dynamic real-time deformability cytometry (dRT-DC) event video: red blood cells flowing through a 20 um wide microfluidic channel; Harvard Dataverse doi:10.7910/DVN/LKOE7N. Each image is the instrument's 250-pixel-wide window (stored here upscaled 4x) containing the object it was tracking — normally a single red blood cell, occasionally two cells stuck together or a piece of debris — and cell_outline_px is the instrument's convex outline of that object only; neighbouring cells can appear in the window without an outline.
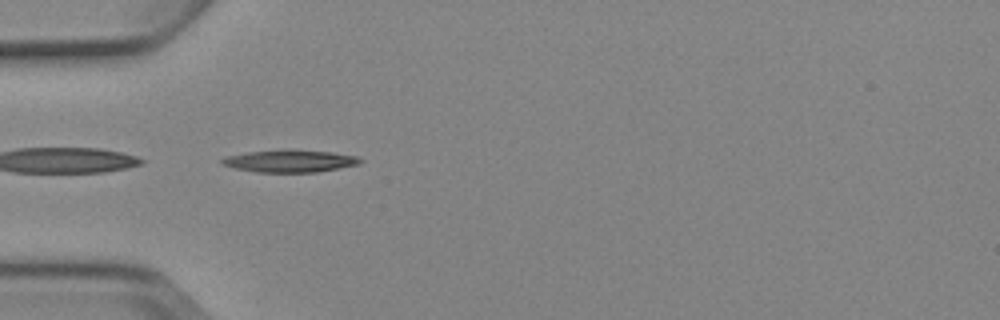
{"species": "Egyptian fruit bat (a non-hibernating species)", "species_latin": "Rousettus aegyptiacus", "temperature_condition": "cold", "stored_images_in_passage": 6, "segment_of_instrument_passage": [2, 2], "camera_frame_rate_fps": 3000, "um_per_image_px": 0.085, "animal": {"sex": "female"}, "frame": {"image": 1, "passage_image": 5, "time_ms": 4.667, "image_size_px": [1000, 320], "cell_outline_px": [[364, 160], [360, 164], [316, 172], [256, 172], [236, 168], [220, 164], [220, 160], [224, 156], [248, 152], [284, 148], [288, 148], [332, 152], [356, 156]], "centroid_in_image_um": [24.62, 13.66], "position_along_channel_um": 60.4, "area_um2": 18.32}}